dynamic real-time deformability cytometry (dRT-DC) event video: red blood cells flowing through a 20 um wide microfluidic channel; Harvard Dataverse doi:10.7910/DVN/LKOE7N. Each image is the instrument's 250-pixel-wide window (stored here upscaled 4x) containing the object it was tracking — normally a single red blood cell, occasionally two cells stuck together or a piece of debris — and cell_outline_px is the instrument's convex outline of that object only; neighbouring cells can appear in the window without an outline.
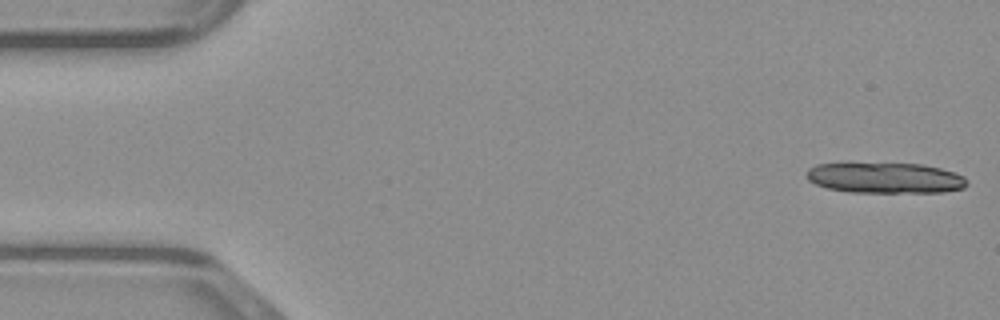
{"species": "common noctule bat (a hibernating species)", "species_latin": "Nyctalus noctula", "temperature_condition": "warm", "stored_images_in_passage": 13, "camera_frame_rate_fps": 3000, "um_per_image_px": 0.085, "animal": {"sex": "male", "body_mass_g": 23.1, "forearm_length_mm": 52.7}, "frame": {"image": 1, "passage_image": 1, "time_ms": 0.0, "image_size_px": [1000, 320], "cell_outline_px": [[968, 184], [964, 188], [944, 192], [848, 192], [828, 188], [816, 184], [808, 180], [808, 168], [816, 164], [848, 160], [924, 164], [940, 168], [964, 176], [968, 180]], "centroid_in_image_um": [75.18, 15.06], "position_along_channel_um": 9.8, "area_um2": 29.94}}